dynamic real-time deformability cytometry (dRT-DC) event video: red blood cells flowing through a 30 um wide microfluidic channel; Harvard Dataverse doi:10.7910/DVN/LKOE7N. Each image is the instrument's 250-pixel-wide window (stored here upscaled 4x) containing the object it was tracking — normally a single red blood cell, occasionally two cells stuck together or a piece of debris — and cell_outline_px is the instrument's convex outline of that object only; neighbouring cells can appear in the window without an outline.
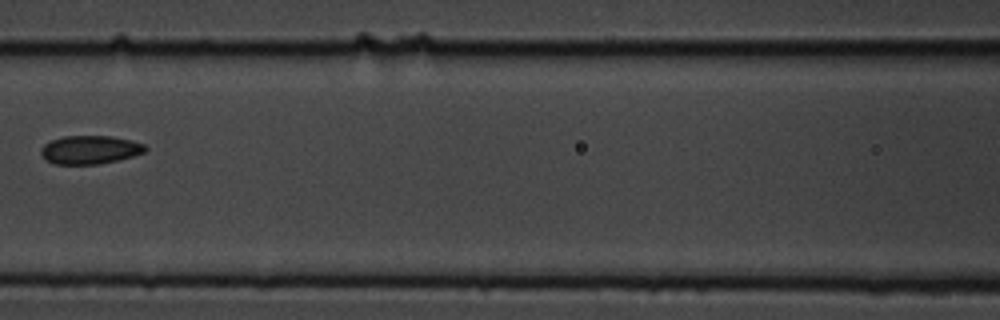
{"species": "common noctule bat (a hibernating species)", "species_latin": "Nyctalus noctula", "temperature_condition": "cold", "stored_images_in_passage": 11, "camera_frame_rate_fps": 3000, "um_per_image_px": 0.085, "animal": {"sex": "male", "body_mass_g": 19.5, "forearm_length_mm": 54.6}, "frame": {"image": 1, "passage_image": 7, "time_ms": 2.0, "image_size_px": [1000, 320], "cell_outline_px": [[148, 148], [144, 152], [132, 156], [100, 164], [52, 164], [44, 160], [40, 152], [40, 148], [44, 144], [52, 140], [64, 136], [112, 136], [132, 140], [144, 144]], "centroid_in_image_um": [7.61, 12.73], "position_along_channel_um": 159.0, "area_um2": 17.4}}
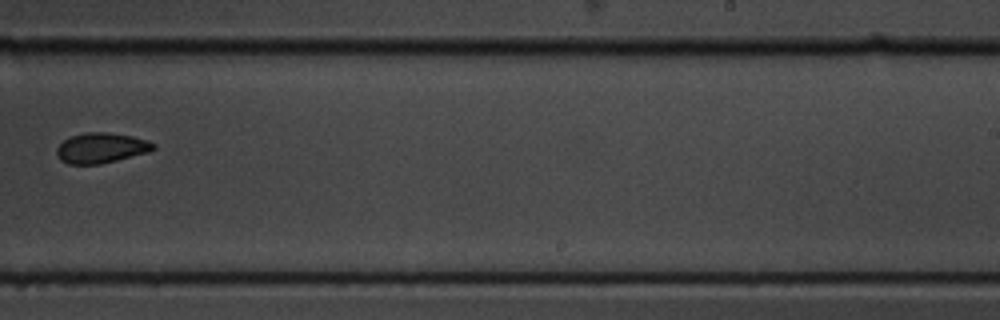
{"frame": {"image": 2, "passage_image": 10, "time_ms": 3.0, "image_size_px": [1000, 320], "cell_outline_px": [[156, 148], [148, 152], [100, 164], [68, 164], [60, 160], [56, 152], [56, 148], [68, 136], [84, 132], [108, 132], [132, 136], [148, 140], [156, 144]], "centroid_in_image_um": [8.59, 12.56], "position_along_channel_um": 280.4, "area_um2": 17.17}}
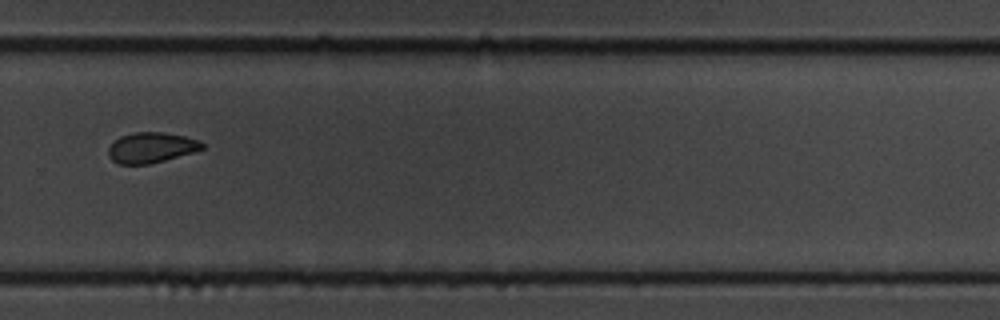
{"frame": {"image": 3, "passage_image": 11, "time_ms": 3.333, "image_size_px": [1000, 320], "cell_outline_px": [[204, 148], [192, 152], [164, 160], [148, 164], [120, 164], [112, 160], [108, 156], [108, 148], [120, 136], [132, 132], [164, 132], [184, 136], [200, 140], [204, 144]], "centroid_in_image_um": [12.85, 12.53], "position_along_channel_um": 317.0, "area_um2": 16.53}}